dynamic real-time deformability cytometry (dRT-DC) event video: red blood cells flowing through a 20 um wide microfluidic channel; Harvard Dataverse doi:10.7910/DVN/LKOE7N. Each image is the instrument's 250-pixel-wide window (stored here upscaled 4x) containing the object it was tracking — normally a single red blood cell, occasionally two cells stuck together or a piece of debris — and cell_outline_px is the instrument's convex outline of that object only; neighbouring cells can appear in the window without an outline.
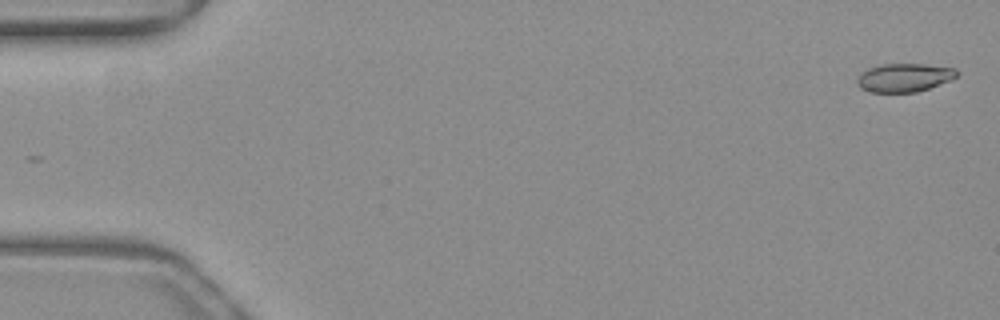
{"species": "common noctule bat (a hibernating species)", "species_latin": "Nyctalus noctula", "temperature_condition": "warm", "stored_images_in_passage": 5, "camera_frame_rate_fps": 3000, "um_per_image_px": 0.085, "animal": {"sex": "female", "body_mass_g": 19.3, "forearm_length_mm": 54.1}, "frame": {"image": 1, "passage_image": 2, "time_ms": 0.333, "image_size_px": [1000, 320], "cell_outline_px": [[956, 76], [952, 80], [916, 92], [872, 92], [860, 88], [856, 84], [856, 80], [860, 72], [868, 68], [880, 64], [924, 64], [956, 68]], "centroid_in_image_um": [76.82, 6.59], "position_along_channel_um": 8.2, "area_um2": 16.59}}